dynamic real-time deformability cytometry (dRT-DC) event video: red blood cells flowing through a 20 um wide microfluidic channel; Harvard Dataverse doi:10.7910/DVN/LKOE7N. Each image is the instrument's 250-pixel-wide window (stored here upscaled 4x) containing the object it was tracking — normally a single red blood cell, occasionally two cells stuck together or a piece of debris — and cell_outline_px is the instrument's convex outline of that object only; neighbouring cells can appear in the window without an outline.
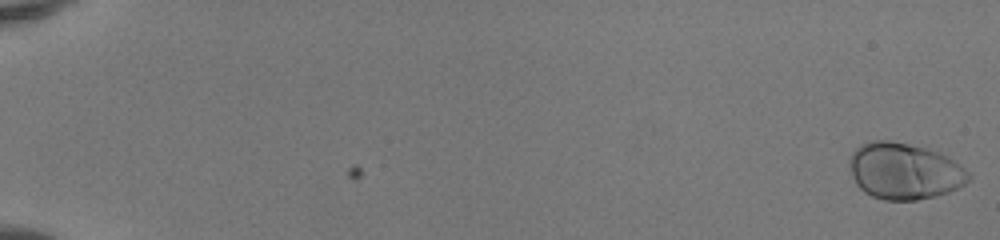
{"species": "human", "species_latin": "Homo sapiens", "temperature_condition": "room temperature", "stored_images_in_passage": 52, "camera_frame_rate_fps": 3000, "um_per_image_px": 0.085, "donor": {"sex": "female"}, "frame": {"image": 1, "passage_image": 1, "time_ms": 0.0, "image_size_px": [1000, 240], "cell_outline_px": [[972, 176], [964, 184], [948, 192], [936, 196], [916, 200], [884, 200], [872, 196], [864, 192], [856, 184], [852, 176], [848, 164], [848, 160], [852, 152], [860, 144], [868, 140], [888, 140], [908, 144], [924, 148], [936, 152], [952, 160], [964, 168]], "centroid_in_image_um": [76.81, 14.55], "position_along_channel_um": 8.2, "area_um2": 39.07}}
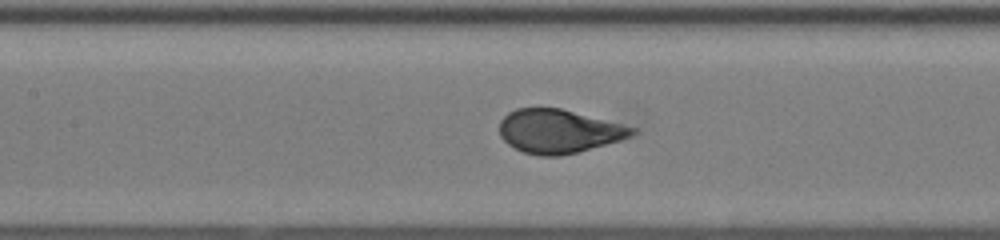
{"frame": {"image": 2, "passage_image": 27, "time_ms": 8.667, "image_size_px": [1000, 240], "cell_outline_px": [[636, 132], [632, 136], [620, 140], [576, 152], [560, 156], [540, 156], [524, 152], [508, 144], [500, 136], [500, 120], [508, 112], [516, 108], [560, 108], [636, 128]], "centroid_in_image_um": [47.46, 11.15], "position_along_channel_um": 159.9, "area_um2": 33.41}}
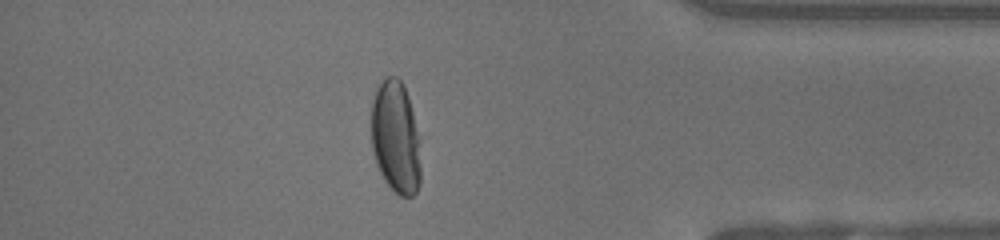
{"frame": {"image": 3, "passage_image": 46, "time_ms": 15.0, "image_size_px": [1000, 240], "cell_outline_px": [[420, 184], [416, 192], [412, 196], [400, 196], [384, 180], [376, 164], [372, 148], [372, 100], [380, 84], [388, 76], [396, 76], [404, 84], [408, 96], [420, 136]], "centroid_in_image_um": [33.66, 11.69], "position_along_channel_um": 401.5, "area_um2": 32.6}, "authors_computed_cell_mechanics": {"area_um2": 35.3158, "velocity_mm_per_s": 4.1527, "shape_relaxation_time_tau1_ms": 2.9884, "shape_relaxation_time_tau2_ms": null, "deformation_change_tau1": 0.1765, "deformation_change_tau2": null}}